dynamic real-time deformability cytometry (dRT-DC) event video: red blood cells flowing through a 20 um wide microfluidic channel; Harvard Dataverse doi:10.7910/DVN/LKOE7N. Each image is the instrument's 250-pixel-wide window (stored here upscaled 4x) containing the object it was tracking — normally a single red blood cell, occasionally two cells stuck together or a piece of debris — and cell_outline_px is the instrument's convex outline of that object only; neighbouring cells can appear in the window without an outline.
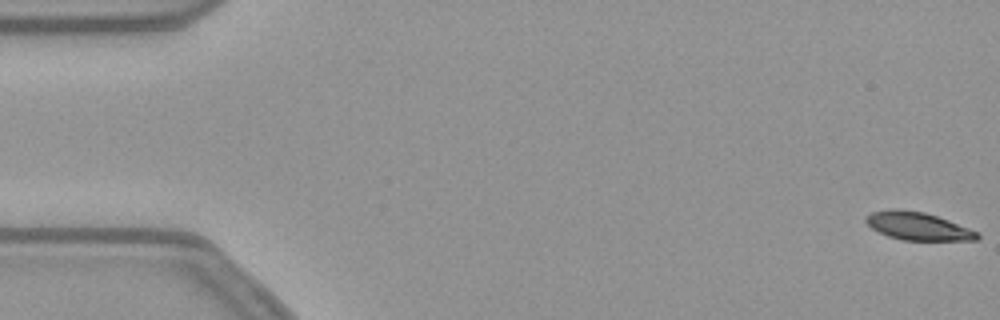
{"species": "common noctule bat (a hibernating species)", "species_latin": "Nyctalus noctula", "temperature_condition": "warm", "stored_images_in_passage": 54, "camera_frame_rate_fps": 3000, "um_per_image_px": 0.085, "animal": {"sex": "female", "body_mass_g": 21.9}, "frame": {"image": 1, "passage_image": 1, "time_ms": 0.0, "image_size_px": [1000, 320], "cell_outline_px": [[980, 236], [976, 240], [904, 240], [888, 236], [872, 228], [864, 220], [864, 216], [872, 212], [892, 208], [896, 208], [924, 212], [948, 220], [980, 232]], "centroid_in_image_um": [78.01, 19.21], "position_along_channel_um": 7.0, "area_um2": 18.09}}
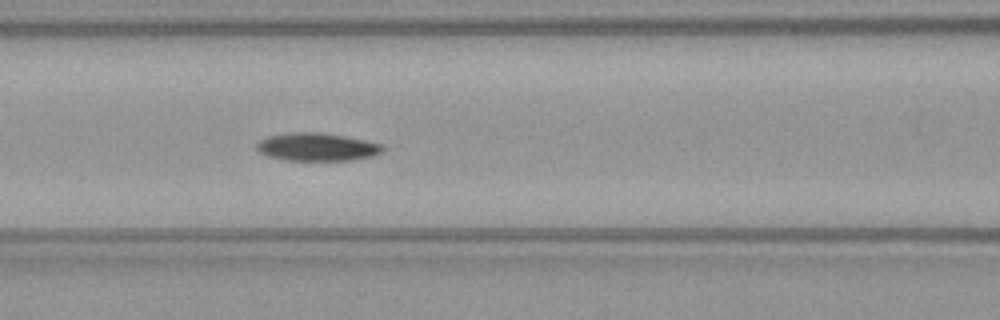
{"frame": {"image": 2, "passage_image": 23, "time_ms": 7.333, "image_size_px": [1000, 320], "cell_outline_px": [[384, 152], [372, 156], [352, 160], [288, 160], [268, 156], [260, 152], [256, 148], [256, 144], [260, 140], [268, 136], [292, 132], [320, 132], [344, 136], [384, 144]], "centroid_in_image_um": [26.97, 12.49], "position_along_channel_um": 139.6, "area_um2": 20.52}}
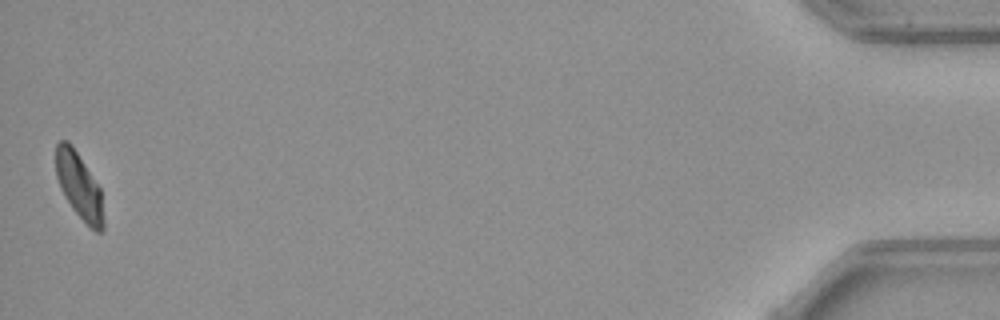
{"frame": {"image": 3, "passage_image": 54, "time_ms": 17.667, "image_size_px": [1000, 320], "cell_outline_px": [[104, 228], [100, 232], [96, 232], [72, 208], [60, 188], [56, 176], [56, 144], [60, 140], [68, 140], [72, 144], [100, 188], [104, 220]], "centroid_in_image_um": [6.72, 15.77], "position_along_channel_um": 428.5, "area_um2": 18.15}, "authors_computed_cell_mechanics": {"area_um2": 20.1433, "velocity_mm_per_s": 3.7876, "shape_relaxation_time_tau1_ms": 7.027, "shape_relaxation_time_tau2_ms": null, "deformation_change_tau1": 0.1567, "deformation_change_tau2": null}}